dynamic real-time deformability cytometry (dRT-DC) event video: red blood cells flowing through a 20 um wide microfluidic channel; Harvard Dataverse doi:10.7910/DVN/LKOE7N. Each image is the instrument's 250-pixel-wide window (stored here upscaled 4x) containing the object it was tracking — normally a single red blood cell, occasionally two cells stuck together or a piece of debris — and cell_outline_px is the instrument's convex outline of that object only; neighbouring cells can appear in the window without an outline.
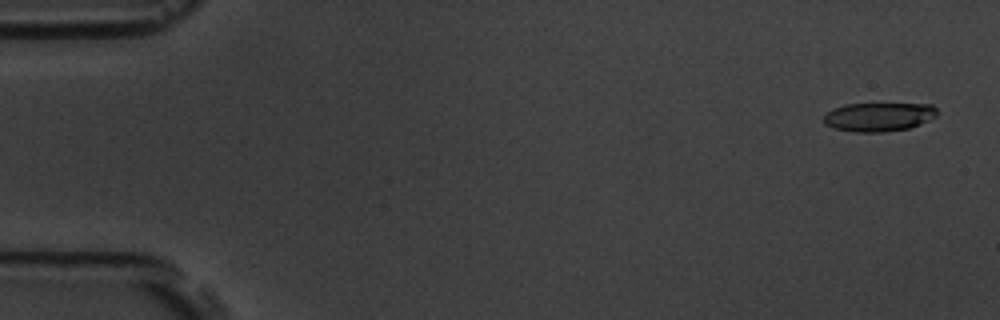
{"species": "common noctule bat (a hibernating species)", "species_latin": "Nyctalus noctula", "temperature_condition": "room temperature", "stored_images_in_passage": 5, "camera_frame_rate_fps": 3000, "um_per_image_px": 0.085, "animal": {"sex": "male", "body_mass_g": 19.5, "forearm_length_mm": 54.6}, "frame": {"image": 1, "passage_image": 1, "time_ms": 0.0, "image_size_px": [1000, 320], "cell_outline_px": [[936, 116], [920, 124], [908, 128], [884, 132], [856, 132], [836, 128], [824, 124], [824, 112], [832, 108], [844, 104], [932, 104], [936, 108]], "centroid_in_image_um": [74.65, 9.93], "position_along_channel_um": 10.3, "area_um2": 19.02}}
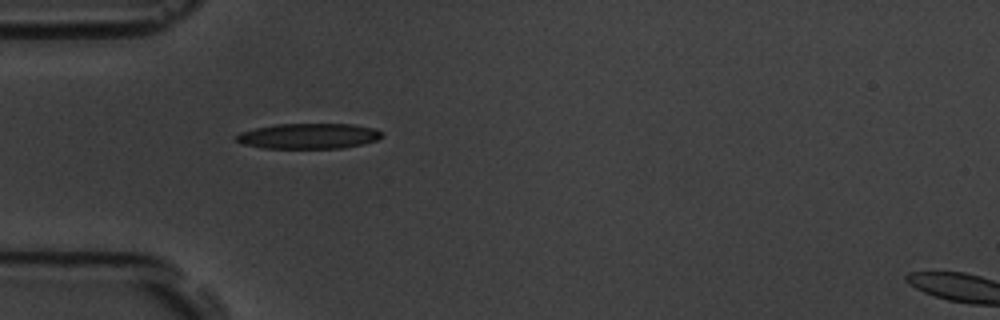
{"frame": {"image": 2, "passage_image": 5, "time_ms": 5.0, "image_size_px": [1000, 320], "cell_outline_px": [[380, 136], [376, 140], [364, 144], [340, 148], [264, 148], [240, 144], [236, 140], [236, 136], [240, 132], [256, 128], [276, 124], [352, 124], [376, 128], [380, 132]], "centroid_in_image_um": [26.2, 11.56], "position_along_channel_um": 58.8, "area_um2": 21.5}}